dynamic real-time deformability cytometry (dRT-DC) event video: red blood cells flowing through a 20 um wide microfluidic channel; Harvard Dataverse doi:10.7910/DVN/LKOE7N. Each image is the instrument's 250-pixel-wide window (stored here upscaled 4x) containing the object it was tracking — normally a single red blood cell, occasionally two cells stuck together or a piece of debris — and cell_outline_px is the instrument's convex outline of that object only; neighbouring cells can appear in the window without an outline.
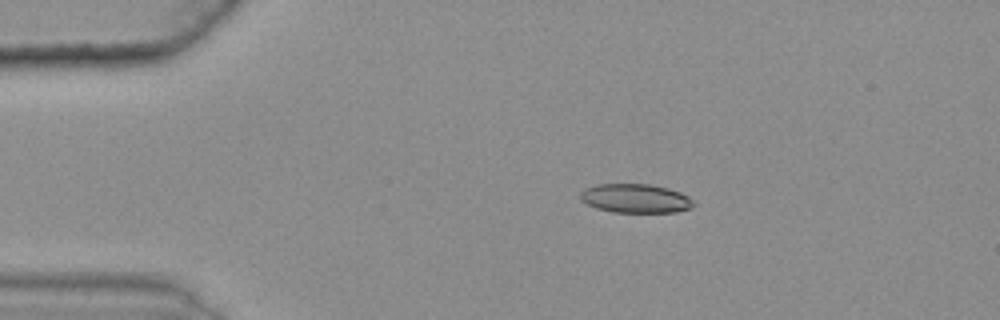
{"species": "common noctule bat (a hibernating species)", "species_latin": "Nyctalus noctula", "temperature_condition": "warm", "stored_images_in_passage": 46, "camera_frame_rate_fps": 3000, "um_per_image_px": 0.085, "animal": {"sex": "female", "body_mass_g": 25.1}, "frame": {"image": 1, "passage_image": 9, "time_ms": 2.667, "image_size_px": [1000, 320], "cell_outline_px": [[696, 204], [692, 208], [676, 212], [612, 212], [596, 208], [580, 200], [580, 192], [584, 188], [596, 184], [648, 184], [668, 188], [680, 192], [688, 196]], "centroid_in_image_um": [54.01, 16.86], "position_along_channel_um": 31.0, "area_um2": 19.25}}
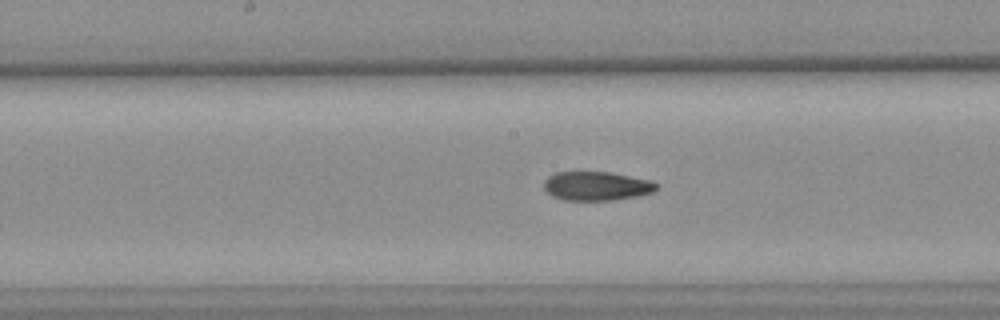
{"frame": {"image": 2, "passage_image": 27, "time_ms": 8.667, "image_size_px": [1000, 320], "cell_outline_px": [[660, 184], [652, 192], [640, 196], [612, 200], [564, 200], [552, 196], [544, 188], [544, 180], [548, 176], [556, 172], [608, 172], [652, 180]], "centroid_in_image_um": [50.72, 15.81], "position_along_channel_um": 197.5, "area_um2": 19.07}}
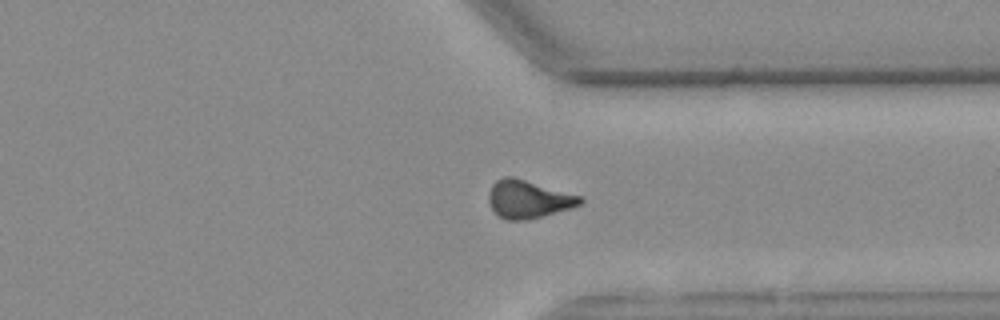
{"frame": {"image": 3, "passage_image": 41, "time_ms": 13.333, "image_size_px": [1000, 320], "cell_outline_px": [[584, 200], [580, 204], [572, 208], [528, 220], [508, 220], [496, 216], [488, 200], [488, 192], [492, 184], [496, 180], [504, 176], [512, 176], [580, 196]], "centroid_in_image_um": [44.86, 16.94], "position_along_channel_um": 366.5, "area_um2": 20.23}, "authors_computed_cell_mechanics": {"area_um2": 19.7676, "velocity_mm_per_s": 3.6185, "shape_relaxation_time_tau1_ms": null, "shape_relaxation_time_tau2_ms": 4.8778, "deformation_change_tau1": null, "deformation_change_tau2": 0.1193}}